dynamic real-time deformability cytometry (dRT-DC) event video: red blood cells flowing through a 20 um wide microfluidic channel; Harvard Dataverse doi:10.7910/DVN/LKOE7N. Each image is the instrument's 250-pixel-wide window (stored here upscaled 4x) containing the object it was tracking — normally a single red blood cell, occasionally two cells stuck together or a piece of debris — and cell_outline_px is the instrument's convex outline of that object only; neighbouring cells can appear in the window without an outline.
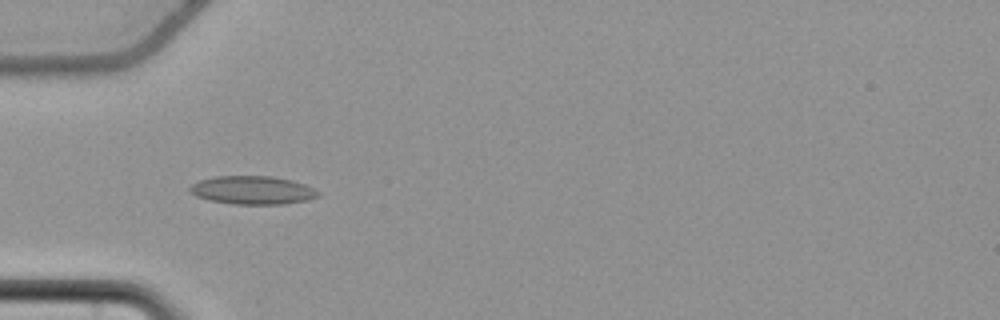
{"species": "common noctule bat (a hibernating species)", "species_latin": "Nyctalus noctula", "temperature_condition": "cold", "stored_images_in_passage": 57, "camera_frame_rate_fps": 3000, "um_per_image_px": 0.085, "animal": {"sex": "female", "body_mass_g": 22.7, "forearm_length_mm": 54.2}, "frame": {"image": 1, "passage_image": 19, "time_ms": 6.0, "image_size_px": [1000, 320], "cell_outline_px": [[320, 196], [308, 200], [284, 204], [232, 204], [208, 200], [196, 196], [188, 188], [192, 184], [200, 180], [216, 176], [272, 176], [292, 180], [304, 184], [320, 192]], "centroid_in_image_um": [21.48, 16.17], "position_along_channel_um": 63.5, "area_um2": 21.21}}
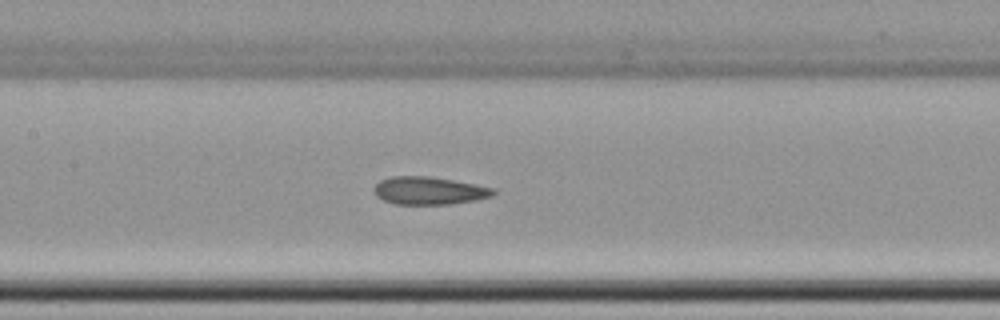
{"frame": {"image": 2, "passage_image": 28, "time_ms": 9.0, "image_size_px": [1000, 320], "cell_outline_px": [[496, 192], [492, 196], [476, 200], [448, 204], [396, 204], [384, 200], [376, 196], [376, 184], [380, 180], [392, 176], [428, 176], [452, 180], [496, 188]], "centroid_in_image_um": [36.51, 16.2], "position_along_channel_um": 170.9, "area_um2": 19.13}}
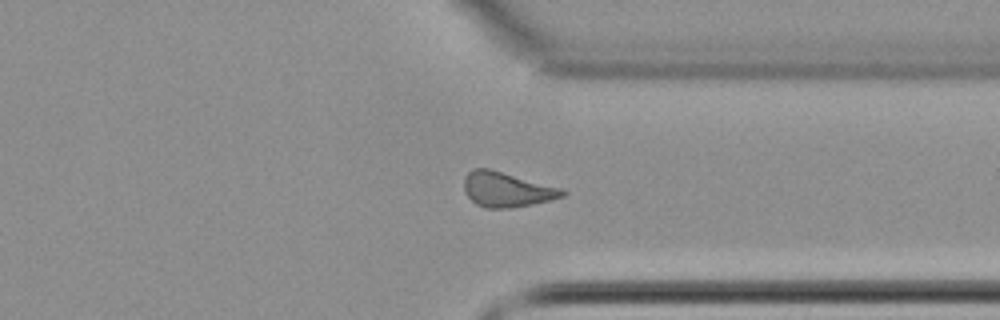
{"frame": {"image": 3, "passage_image": 44, "time_ms": 14.333, "image_size_px": [1000, 320], "cell_outline_px": [[568, 192], [564, 196], [552, 200], [512, 208], [484, 208], [476, 204], [464, 192], [464, 176], [468, 172], [476, 168], [488, 168], [564, 188]], "centroid_in_image_um": [43.1, 16.11], "position_along_channel_um": 368.3, "area_um2": 20.23}, "authors_computed_cell_mechanics": {"area_um2": 19.9988, "velocity_mm_per_s": 3.6987, "shape_relaxation_time_tau1_ms": null, "shape_relaxation_time_tau2_ms": 3.4001, "deformation_change_tau1": null, "deformation_change_tau2": 0.0992}}